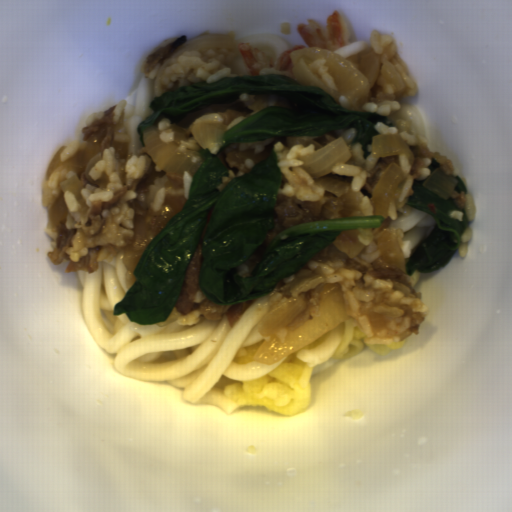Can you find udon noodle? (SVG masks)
<instances>
[{
    "label": "udon noodle",
    "mask_w": 512,
    "mask_h": 512,
    "mask_svg": "<svg viewBox=\"0 0 512 512\" xmlns=\"http://www.w3.org/2000/svg\"><path fill=\"white\" fill-rule=\"evenodd\" d=\"M127 272L123 251L111 262L100 260L95 273L78 270L83 320L101 350L114 357L118 374L170 384L183 389L181 401L229 413L236 406L224 393L230 384L262 378L286 361L288 355L272 365L234 360L243 347L265 340L259 323L289 299L275 289L258 297L231 326L225 315L209 320L200 314L207 298L199 289L188 313L174 305L165 321L136 324L113 312L129 290Z\"/></svg>",
    "instance_id": "1"
},
{
    "label": "udon noodle",
    "mask_w": 512,
    "mask_h": 512,
    "mask_svg": "<svg viewBox=\"0 0 512 512\" xmlns=\"http://www.w3.org/2000/svg\"><path fill=\"white\" fill-rule=\"evenodd\" d=\"M436 224L434 217L406 204L397 209V219H390L388 216L383 218L380 228L357 229L364 248L356 256L368 263L381 257L377 245L378 236L385 229H396L398 244L406 264L416 249L433 232Z\"/></svg>",
    "instance_id": "2"
},
{
    "label": "udon noodle",
    "mask_w": 512,
    "mask_h": 512,
    "mask_svg": "<svg viewBox=\"0 0 512 512\" xmlns=\"http://www.w3.org/2000/svg\"><path fill=\"white\" fill-rule=\"evenodd\" d=\"M239 99L248 107L249 110H253L252 113H244L238 110H227L224 112H213V113H205L199 116L197 119L191 122L194 123H206V122H220L226 124L225 133L229 131L232 127L248 118L249 116L261 111L267 106L278 105L282 107H291L292 104L286 98L270 95V94H247L242 93L239 95ZM191 124L184 128L188 135V141H183L180 143V149L189 150L193 152H198L202 149H208L211 154L214 156L217 155L222 146H230L232 148H236L238 150H244L246 148L251 149L256 153H260L264 151L265 146L269 140L266 138L261 141L255 142H230L226 144H217L210 145L207 148L201 147L194 138L193 133L190 130ZM224 133V134H225Z\"/></svg>",
    "instance_id": "3"
},
{
    "label": "udon noodle",
    "mask_w": 512,
    "mask_h": 512,
    "mask_svg": "<svg viewBox=\"0 0 512 512\" xmlns=\"http://www.w3.org/2000/svg\"><path fill=\"white\" fill-rule=\"evenodd\" d=\"M162 64L154 67L148 77L143 74L136 90L124 100L127 102V105L124 110L122 121L130 138V143L127 145L129 148L128 158L139 154H145L143 152H139L140 149L145 146L143 142L140 141L141 136L137 131V127L154 113L150 103L156 98L155 78Z\"/></svg>",
    "instance_id": "4"
},
{
    "label": "udon noodle",
    "mask_w": 512,
    "mask_h": 512,
    "mask_svg": "<svg viewBox=\"0 0 512 512\" xmlns=\"http://www.w3.org/2000/svg\"><path fill=\"white\" fill-rule=\"evenodd\" d=\"M234 41V54L230 61L232 71L237 73V77L252 76L250 67L242 57L239 50V43H248L269 56L271 62L278 60L281 54L293 46H288L286 42L276 34L268 33H250L241 34Z\"/></svg>",
    "instance_id": "5"
},
{
    "label": "udon noodle",
    "mask_w": 512,
    "mask_h": 512,
    "mask_svg": "<svg viewBox=\"0 0 512 512\" xmlns=\"http://www.w3.org/2000/svg\"><path fill=\"white\" fill-rule=\"evenodd\" d=\"M347 317L337 324L330 332L294 351V357L306 366L319 365L326 360L338 347L346 324Z\"/></svg>",
    "instance_id": "6"
},
{
    "label": "udon noodle",
    "mask_w": 512,
    "mask_h": 512,
    "mask_svg": "<svg viewBox=\"0 0 512 512\" xmlns=\"http://www.w3.org/2000/svg\"><path fill=\"white\" fill-rule=\"evenodd\" d=\"M400 103V110L392 112L386 118H388L393 124L397 119H406L409 124L412 134L418 137L420 144H426L428 142V129L423 122L420 114L413 108V106L405 100H398Z\"/></svg>",
    "instance_id": "7"
},
{
    "label": "udon noodle",
    "mask_w": 512,
    "mask_h": 512,
    "mask_svg": "<svg viewBox=\"0 0 512 512\" xmlns=\"http://www.w3.org/2000/svg\"><path fill=\"white\" fill-rule=\"evenodd\" d=\"M369 51L375 53L371 47V40H365L355 43H346L333 53L339 54L359 70L362 54Z\"/></svg>",
    "instance_id": "8"
},
{
    "label": "udon noodle",
    "mask_w": 512,
    "mask_h": 512,
    "mask_svg": "<svg viewBox=\"0 0 512 512\" xmlns=\"http://www.w3.org/2000/svg\"><path fill=\"white\" fill-rule=\"evenodd\" d=\"M194 176H190L188 172H183L182 179H183V190L186 199L188 200L190 189L192 186Z\"/></svg>",
    "instance_id": "9"
},
{
    "label": "udon noodle",
    "mask_w": 512,
    "mask_h": 512,
    "mask_svg": "<svg viewBox=\"0 0 512 512\" xmlns=\"http://www.w3.org/2000/svg\"><path fill=\"white\" fill-rule=\"evenodd\" d=\"M406 277L409 279L412 288L419 282V280L426 274V273H419L416 270L413 272L412 275H407L405 271L403 270Z\"/></svg>",
    "instance_id": "10"
},
{
    "label": "udon noodle",
    "mask_w": 512,
    "mask_h": 512,
    "mask_svg": "<svg viewBox=\"0 0 512 512\" xmlns=\"http://www.w3.org/2000/svg\"><path fill=\"white\" fill-rule=\"evenodd\" d=\"M366 149H367L368 153H372V152H371V144H368V146H367V148H366Z\"/></svg>",
    "instance_id": "11"
}]
</instances>
